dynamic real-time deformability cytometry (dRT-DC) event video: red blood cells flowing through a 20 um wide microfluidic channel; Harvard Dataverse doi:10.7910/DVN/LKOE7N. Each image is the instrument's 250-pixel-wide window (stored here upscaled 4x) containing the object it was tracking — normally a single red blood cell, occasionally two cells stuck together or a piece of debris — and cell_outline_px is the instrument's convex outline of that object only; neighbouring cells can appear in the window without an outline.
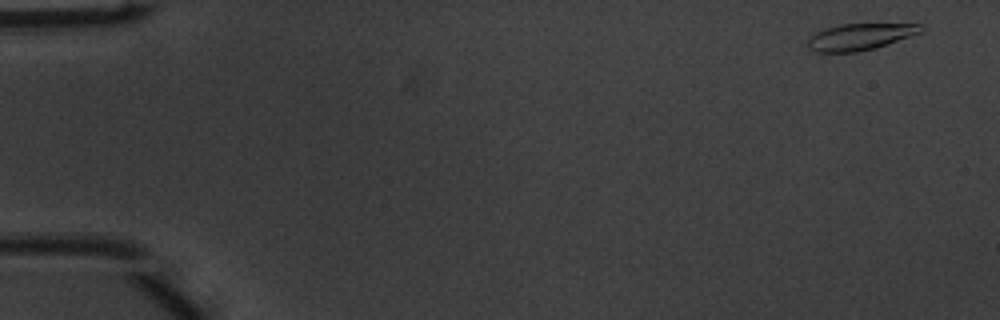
{"species": "common noctule bat (a hibernating species)", "species_latin": "Nyctalus noctula", "temperature_condition": "warm", "stored_images_in_passage": 8, "camera_frame_rate_fps": 3000, "um_per_image_px": 0.085, "animal": {"sex": "male", "body_mass_g": 20.1, "forearm_length_mm": 53.5}, "frame": {"image": 1, "passage_image": 2, "time_ms": 0.333, "image_size_px": [1000, 320], "cell_outline_px": [[924, 28], [920, 32], [876, 48], [856, 52], [816, 52], [808, 48], [808, 36], [824, 28], [840, 24], [924, 24]], "centroid_in_image_um": [73.05, 3.12], "position_along_channel_um": 11.9, "area_um2": 17.46}}